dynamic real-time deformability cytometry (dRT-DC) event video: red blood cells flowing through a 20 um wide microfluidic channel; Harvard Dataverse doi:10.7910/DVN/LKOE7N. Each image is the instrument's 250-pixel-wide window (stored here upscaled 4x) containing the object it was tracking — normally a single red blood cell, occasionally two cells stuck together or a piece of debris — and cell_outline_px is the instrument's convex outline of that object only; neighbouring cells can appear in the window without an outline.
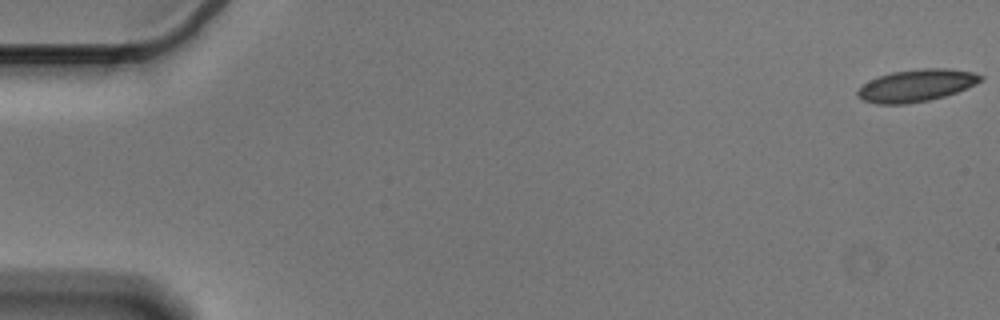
{"species": "Egyptian fruit bat (a non-hibernating species)", "species_latin": "Rousettus aegyptiacus", "temperature_condition": "cold", "stored_images_in_passage": 57, "camera_frame_rate_fps": 3000, "um_per_image_px": 0.085, "animal": {"sex": "male"}, "frame": {"image": 1, "passage_image": 1, "time_ms": 0.0, "image_size_px": [1000, 320], "cell_outline_px": [[984, 80], [968, 88], [944, 96], [928, 100], [908, 104], [876, 104], [864, 100], [856, 96], [856, 92], [864, 84], [880, 76], [892, 72], [920, 68], [948, 68], [972, 72], [984, 76]], "centroid_in_image_um": [77.93, 7.26], "position_along_channel_um": 7.1, "area_um2": 23.06}}
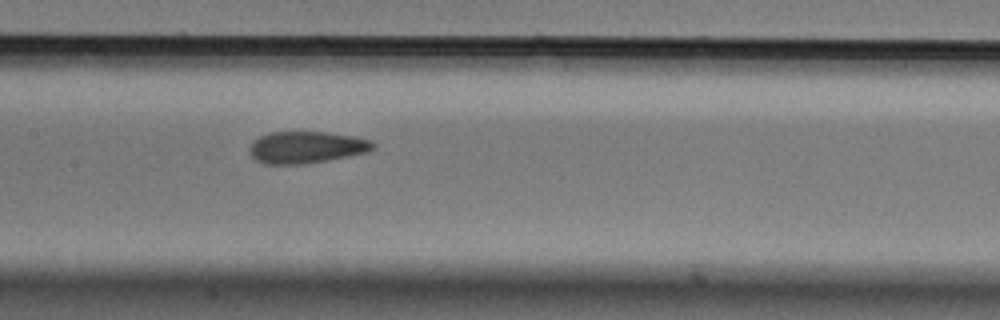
{"frame": {"image": 2, "passage_image": 28, "time_ms": 9.0, "image_size_px": [1000, 320], "cell_outline_px": [[376, 148], [368, 152], [328, 160], [304, 164], [264, 164], [256, 160], [248, 152], [248, 148], [252, 140], [268, 132], [324, 132], [352, 136], [372, 140], [376, 144]], "centroid_in_image_um": [26.02, 12.52], "position_along_channel_um": 181.4, "area_um2": 23.18}}
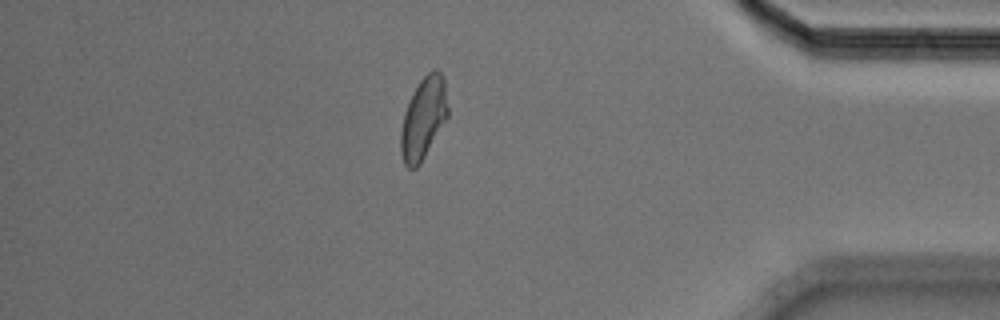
{"frame": {"image": 3, "passage_image": 49, "time_ms": 16.0, "image_size_px": [1000, 320], "cell_outline_px": [[448, 116], [420, 164], [416, 168], [408, 168], [404, 164], [400, 152], [400, 132], [404, 112], [412, 92], [420, 80], [432, 68], [436, 68], [444, 76], [448, 108]], "centroid_in_image_um": [35.98, 10.02], "position_along_channel_um": 399.2, "area_um2": 22.6}, "authors_computed_cell_mechanics": {"area_um2": 23.0622, "velocity_mm_per_s": 3.578, "shape_relaxation_time_tau1_ms": 4.9995, "shape_relaxation_time_tau2_ms": 1.7036, "deformation_change_tau1": 0.119, "deformation_change_tau2": 0.0973}}